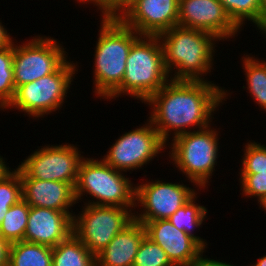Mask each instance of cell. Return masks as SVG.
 Masks as SVG:
<instances>
[{
  "instance_id": "6da1fadb",
  "label": "cell",
  "mask_w": 266,
  "mask_h": 266,
  "mask_svg": "<svg viewBox=\"0 0 266 266\" xmlns=\"http://www.w3.org/2000/svg\"><path fill=\"white\" fill-rule=\"evenodd\" d=\"M226 92L206 80H169L145 103L153 105L150 121L166 143L169 130L174 137L188 132L186 127L206 128L215 108L225 100Z\"/></svg>"
},
{
  "instance_id": "7a4b0ae2",
  "label": "cell",
  "mask_w": 266,
  "mask_h": 266,
  "mask_svg": "<svg viewBox=\"0 0 266 266\" xmlns=\"http://www.w3.org/2000/svg\"><path fill=\"white\" fill-rule=\"evenodd\" d=\"M164 52V65L168 74L176 68L171 80H203L202 74L212 67L213 41L218 39L211 33L181 27L179 25L159 36ZM171 70V71H170ZM201 75V76H200Z\"/></svg>"
},
{
  "instance_id": "3957f363",
  "label": "cell",
  "mask_w": 266,
  "mask_h": 266,
  "mask_svg": "<svg viewBox=\"0 0 266 266\" xmlns=\"http://www.w3.org/2000/svg\"><path fill=\"white\" fill-rule=\"evenodd\" d=\"M101 24L95 50L94 92L108 99L122 84L126 60L139 33L119 18H102Z\"/></svg>"
},
{
  "instance_id": "277c9868",
  "label": "cell",
  "mask_w": 266,
  "mask_h": 266,
  "mask_svg": "<svg viewBox=\"0 0 266 266\" xmlns=\"http://www.w3.org/2000/svg\"><path fill=\"white\" fill-rule=\"evenodd\" d=\"M160 41L158 36L144 35L142 38L140 35L132 44L122 84L108 97L109 99L124 93L146 102L169 81Z\"/></svg>"
},
{
  "instance_id": "5b68a950",
  "label": "cell",
  "mask_w": 266,
  "mask_h": 266,
  "mask_svg": "<svg viewBox=\"0 0 266 266\" xmlns=\"http://www.w3.org/2000/svg\"><path fill=\"white\" fill-rule=\"evenodd\" d=\"M87 159V160H86ZM83 192L96 198L97 202L87 204L118 206L128 208L136 206V187L131 180L124 177L104 160L83 158L78 169L77 182L74 187L76 201L81 199Z\"/></svg>"
},
{
  "instance_id": "8992f818",
  "label": "cell",
  "mask_w": 266,
  "mask_h": 266,
  "mask_svg": "<svg viewBox=\"0 0 266 266\" xmlns=\"http://www.w3.org/2000/svg\"><path fill=\"white\" fill-rule=\"evenodd\" d=\"M208 128L209 126L173 137L170 153L177 168L199 188H205L214 171V165L217 164L218 134Z\"/></svg>"
},
{
  "instance_id": "52a82bcc",
  "label": "cell",
  "mask_w": 266,
  "mask_h": 266,
  "mask_svg": "<svg viewBox=\"0 0 266 266\" xmlns=\"http://www.w3.org/2000/svg\"><path fill=\"white\" fill-rule=\"evenodd\" d=\"M75 70V64L66 61L56 72L18 86L6 109L15 107L34 117L56 111L64 102Z\"/></svg>"
},
{
  "instance_id": "ba28073f",
  "label": "cell",
  "mask_w": 266,
  "mask_h": 266,
  "mask_svg": "<svg viewBox=\"0 0 266 266\" xmlns=\"http://www.w3.org/2000/svg\"><path fill=\"white\" fill-rule=\"evenodd\" d=\"M73 216V234L96 256L134 220L131 209L88 204Z\"/></svg>"
},
{
  "instance_id": "9c48e42d",
  "label": "cell",
  "mask_w": 266,
  "mask_h": 266,
  "mask_svg": "<svg viewBox=\"0 0 266 266\" xmlns=\"http://www.w3.org/2000/svg\"><path fill=\"white\" fill-rule=\"evenodd\" d=\"M51 37L34 38L25 45H14L15 89L56 72L65 62L64 48Z\"/></svg>"
},
{
  "instance_id": "30bf717a",
  "label": "cell",
  "mask_w": 266,
  "mask_h": 266,
  "mask_svg": "<svg viewBox=\"0 0 266 266\" xmlns=\"http://www.w3.org/2000/svg\"><path fill=\"white\" fill-rule=\"evenodd\" d=\"M73 145L44 146L31 154L17 168L25 178L61 181L76 185L83 157Z\"/></svg>"
},
{
  "instance_id": "8fae6325",
  "label": "cell",
  "mask_w": 266,
  "mask_h": 266,
  "mask_svg": "<svg viewBox=\"0 0 266 266\" xmlns=\"http://www.w3.org/2000/svg\"><path fill=\"white\" fill-rule=\"evenodd\" d=\"M144 127H139L123 134L103 160L118 171L141 168L158 154L165 142L161 139L158 131L153 127L152 122Z\"/></svg>"
},
{
  "instance_id": "7c38bea8",
  "label": "cell",
  "mask_w": 266,
  "mask_h": 266,
  "mask_svg": "<svg viewBox=\"0 0 266 266\" xmlns=\"http://www.w3.org/2000/svg\"><path fill=\"white\" fill-rule=\"evenodd\" d=\"M196 195L192 188L183 184L165 183L156 180L136 186L135 201L144 212L134 215L140 223L169 219L179 208Z\"/></svg>"
},
{
  "instance_id": "4fadbf2b",
  "label": "cell",
  "mask_w": 266,
  "mask_h": 266,
  "mask_svg": "<svg viewBox=\"0 0 266 266\" xmlns=\"http://www.w3.org/2000/svg\"><path fill=\"white\" fill-rule=\"evenodd\" d=\"M178 25L211 33L218 40L239 30L219 0H179Z\"/></svg>"
},
{
  "instance_id": "5bb4252c",
  "label": "cell",
  "mask_w": 266,
  "mask_h": 266,
  "mask_svg": "<svg viewBox=\"0 0 266 266\" xmlns=\"http://www.w3.org/2000/svg\"><path fill=\"white\" fill-rule=\"evenodd\" d=\"M179 0H136L120 20L139 36H159L178 25Z\"/></svg>"
},
{
  "instance_id": "9a60e30c",
  "label": "cell",
  "mask_w": 266,
  "mask_h": 266,
  "mask_svg": "<svg viewBox=\"0 0 266 266\" xmlns=\"http://www.w3.org/2000/svg\"><path fill=\"white\" fill-rule=\"evenodd\" d=\"M146 236L157 243L174 266H189L204 247L184 231L178 230L168 219L144 222Z\"/></svg>"
},
{
  "instance_id": "2e32d148",
  "label": "cell",
  "mask_w": 266,
  "mask_h": 266,
  "mask_svg": "<svg viewBox=\"0 0 266 266\" xmlns=\"http://www.w3.org/2000/svg\"><path fill=\"white\" fill-rule=\"evenodd\" d=\"M72 214L30 207L24 241L55 247L73 234Z\"/></svg>"
},
{
  "instance_id": "e0dca14e",
  "label": "cell",
  "mask_w": 266,
  "mask_h": 266,
  "mask_svg": "<svg viewBox=\"0 0 266 266\" xmlns=\"http://www.w3.org/2000/svg\"><path fill=\"white\" fill-rule=\"evenodd\" d=\"M23 199L30 207H43L56 211L69 212L76 203L74 188L61 181H45L25 178L20 173Z\"/></svg>"
},
{
  "instance_id": "ac0fdd59",
  "label": "cell",
  "mask_w": 266,
  "mask_h": 266,
  "mask_svg": "<svg viewBox=\"0 0 266 266\" xmlns=\"http://www.w3.org/2000/svg\"><path fill=\"white\" fill-rule=\"evenodd\" d=\"M145 235L144 224L134 219L95 256L96 266H133Z\"/></svg>"
},
{
  "instance_id": "d6986e66",
  "label": "cell",
  "mask_w": 266,
  "mask_h": 266,
  "mask_svg": "<svg viewBox=\"0 0 266 266\" xmlns=\"http://www.w3.org/2000/svg\"><path fill=\"white\" fill-rule=\"evenodd\" d=\"M52 266H96L95 256L72 234L52 247Z\"/></svg>"
},
{
  "instance_id": "ffe728a7",
  "label": "cell",
  "mask_w": 266,
  "mask_h": 266,
  "mask_svg": "<svg viewBox=\"0 0 266 266\" xmlns=\"http://www.w3.org/2000/svg\"><path fill=\"white\" fill-rule=\"evenodd\" d=\"M8 266H52V247L24 240L12 243Z\"/></svg>"
},
{
  "instance_id": "44dd1931",
  "label": "cell",
  "mask_w": 266,
  "mask_h": 266,
  "mask_svg": "<svg viewBox=\"0 0 266 266\" xmlns=\"http://www.w3.org/2000/svg\"><path fill=\"white\" fill-rule=\"evenodd\" d=\"M30 206L24 199L12 205L0 225V237L9 244L24 240Z\"/></svg>"
},
{
  "instance_id": "7402d4cb",
  "label": "cell",
  "mask_w": 266,
  "mask_h": 266,
  "mask_svg": "<svg viewBox=\"0 0 266 266\" xmlns=\"http://www.w3.org/2000/svg\"><path fill=\"white\" fill-rule=\"evenodd\" d=\"M196 195L189 200L185 205L179 208L168 219L178 230L184 231L186 234L195 238L204 248L206 247L203 239L199 236H194L193 229L199 227L204 218H206L207 210L204 206L195 204Z\"/></svg>"
},
{
  "instance_id": "603a6c76",
  "label": "cell",
  "mask_w": 266,
  "mask_h": 266,
  "mask_svg": "<svg viewBox=\"0 0 266 266\" xmlns=\"http://www.w3.org/2000/svg\"><path fill=\"white\" fill-rule=\"evenodd\" d=\"M242 59L248 90L256 103L266 110V62L257 61L248 56Z\"/></svg>"
},
{
  "instance_id": "cb8c5ba5",
  "label": "cell",
  "mask_w": 266,
  "mask_h": 266,
  "mask_svg": "<svg viewBox=\"0 0 266 266\" xmlns=\"http://www.w3.org/2000/svg\"><path fill=\"white\" fill-rule=\"evenodd\" d=\"M13 61L14 44L0 48V107L3 109L10 104L15 94Z\"/></svg>"
},
{
  "instance_id": "d4e9b609",
  "label": "cell",
  "mask_w": 266,
  "mask_h": 266,
  "mask_svg": "<svg viewBox=\"0 0 266 266\" xmlns=\"http://www.w3.org/2000/svg\"><path fill=\"white\" fill-rule=\"evenodd\" d=\"M23 199L22 181L18 169L0 180V225L9 208Z\"/></svg>"
},
{
  "instance_id": "484cf974",
  "label": "cell",
  "mask_w": 266,
  "mask_h": 266,
  "mask_svg": "<svg viewBox=\"0 0 266 266\" xmlns=\"http://www.w3.org/2000/svg\"><path fill=\"white\" fill-rule=\"evenodd\" d=\"M233 23L240 28L245 19L259 21L261 0H219Z\"/></svg>"
},
{
  "instance_id": "4316f807",
  "label": "cell",
  "mask_w": 266,
  "mask_h": 266,
  "mask_svg": "<svg viewBox=\"0 0 266 266\" xmlns=\"http://www.w3.org/2000/svg\"><path fill=\"white\" fill-rule=\"evenodd\" d=\"M133 266H174L165 251L146 235L142 239Z\"/></svg>"
},
{
  "instance_id": "83f0119b",
  "label": "cell",
  "mask_w": 266,
  "mask_h": 266,
  "mask_svg": "<svg viewBox=\"0 0 266 266\" xmlns=\"http://www.w3.org/2000/svg\"><path fill=\"white\" fill-rule=\"evenodd\" d=\"M245 148L241 174L266 173V146L250 142Z\"/></svg>"
},
{
  "instance_id": "f1b7e54d",
  "label": "cell",
  "mask_w": 266,
  "mask_h": 266,
  "mask_svg": "<svg viewBox=\"0 0 266 266\" xmlns=\"http://www.w3.org/2000/svg\"><path fill=\"white\" fill-rule=\"evenodd\" d=\"M243 194L257 196L258 202L266 196V173L240 174Z\"/></svg>"
},
{
  "instance_id": "f546056e",
  "label": "cell",
  "mask_w": 266,
  "mask_h": 266,
  "mask_svg": "<svg viewBox=\"0 0 266 266\" xmlns=\"http://www.w3.org/2000/svg\"><path fill=\"white\" fill-rule=\"evenodd\" d=\"M135 1L136 0H100L96 6L102 11V18H120Z\"/></svg>"
},
{
  "instance_id": "4dcf8cb0",
  "label": "cell",
  "mask_w": 266,
  "mask_h": 266,
  "mask_svg": "<svg viewBox=\"0 0 266 266\" xmlns=\"http://www.w3.org/2000/svg\"><path fill=\"white\" fill-rule=\"evenodd\" d=\"M189 266H233L226 262L216 261L214 259L203 258L200 254Z\"/></svg>"
},
{
  "instance_id": "1f68e13d",
  "label": "cell",
  "mask_w": 266,
  "mask_h": 266,
  "mask_svg": "<svg viewBox=\"0 0 266 266\" xmlns=\"http://www.w3.org/2000/svg\"><path fill=\"white\" fill-rule=\"evenodd\" d=\"M10 244L0 237V266H8Z\"/></svg>"
},
{
  "instance_id": "d6a6232c",
  "label": "cell",
  "mask_w": 266,
  "mask_h": 266,
  "mask_svg": "<svg viewBox=\"0 0 266 266\" xmlns=\"http://www.w3.org/2000/svg\"><path fill=\"white\" fill-rule=\"evenodd\" d=\"M1 24L2 23H0V48H4L14 42H12L9 33L7 34V30Z\"/></svg>"
},
{
  "instance_id": "836d02e7",
  "label": "cell",
  "mask_w": 266,
  "mask_h": 266,
  "mask_svg": "<svg viewBox=\"0 0 266 266\" xmlns=\"http://www.w3.org/2000/svg\"><path fill=\"white\" fill-rule=\"evenodd\" d=\"M259 21H266V0L260 2Z\"/></svg>"
},
{
  "instance_id": "e575fe53",
  "label": "cell",
  "mask_w": 266,
  "mask_h": 266,
  "mask_svg": "<svg viewBox=\"0 0 266 266\" xmlns=\"http://www.w3.org/2000/svg\"><path fill=\"white\" fill-rule=\"evenodd\" d=\"M11 171L8 167H6L5 163L3 162L2 157H0V180H2L6 175H8Z\"/></svg>"
},
{
  "instance_id": "d590c367",
  "label": "cell",
  "mask_w": 266,
  "mask_h": 266,
  "mask_svg": "<svg viewBox=\"0 0 266 266\" xmlns=\"http://www.w3.org/2000/svg\"><path fill=\"white\" fill-rule=\"evenodd\" d=\"M256 25L259 29H261L260 31H262L263 34H266V21H258Z\"/></svg>"
},
{
  "instance_id": "8d00e7d4",
  "label": "cell",
  "mask_w": 266,
  "mask_h": 266,
  "mask_svg": "<svg viewBox=\"0 0 266 266\" xmlns=\"http://www.w3.org/2000/svg\"><path fill=\"white\" fill-rule=\"evenodd\" d=\"M253 266H266V255L259 258L258 262Z\"/></svg>"
},
{
  "instance_id": "74e56055",
  "label": "cell",
  "mask_w": 266,
  "mask_h": 266,
  "mask_svg": "<svg viewBox=\"0 0 266 266\" xmlns=\"http://www.w3.org/2000/svg\"><path fill=\"white\" fill-rule=\"evenodd\" d=\"M259 202L260 205L266 210V196L262 198Z\"/></svg>"
},
{
  "instance_id": "f35d334b",
  "label": "cell",
  "mask_w": 266,
  "mask_h": 266,
  "mask_svg": "<svg viewBox=\"0 0 266 266\" xmlns=\"http://www.w3.org/2000/svg\"><path fill=\"white\" fill-rule=\"evenodd\" d=\"M79 1H82V2H84V3H87V2H92V3H95L94 5H96L100 0H79Z\"/></svg>"
}]
</instances>
